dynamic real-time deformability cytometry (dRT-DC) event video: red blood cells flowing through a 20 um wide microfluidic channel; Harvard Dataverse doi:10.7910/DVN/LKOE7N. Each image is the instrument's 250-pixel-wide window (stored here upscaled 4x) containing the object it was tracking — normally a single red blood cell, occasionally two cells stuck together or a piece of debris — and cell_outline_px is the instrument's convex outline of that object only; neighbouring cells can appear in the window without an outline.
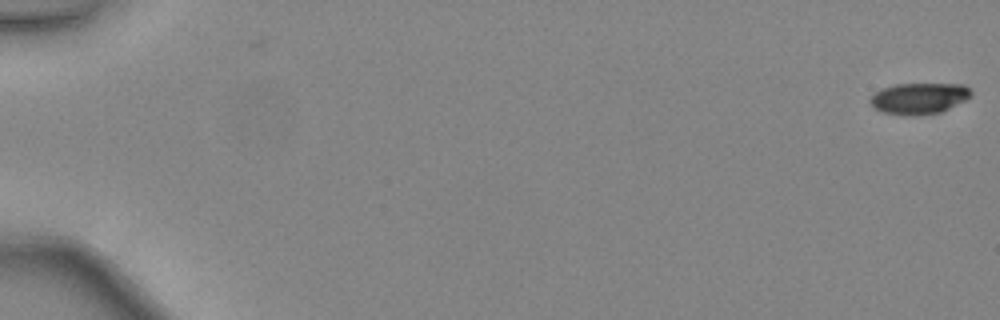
{"species": "common noctule bat (a hibernating species)", "species_latin": "Nyctalus noctula", "temperature_condition": "warm", "stored_images_in_passage": 48, "camera_frame_rate_fps": 3000, "um_per_image_px": 0.085, "animal": {"sex": "female", "body_mass_g": 24.6, "forearm_length_mm": 56.2}, "frame": {"image": 1, "passage_image": 1, "time_ms": 0.0, "image_size_px": [1000, 320], "cell_outline_px": [[972, 96], [940, 112], [912, 116], [884, 112], [876, 108], [868, 100], [876, 92], [884, 88], [896, 84], [964, 84], [972, 92]], "centroid_in_image_um": [78.13, 8.35], "position_along_channel_um": 6.9, "area_um2": 17.98}}
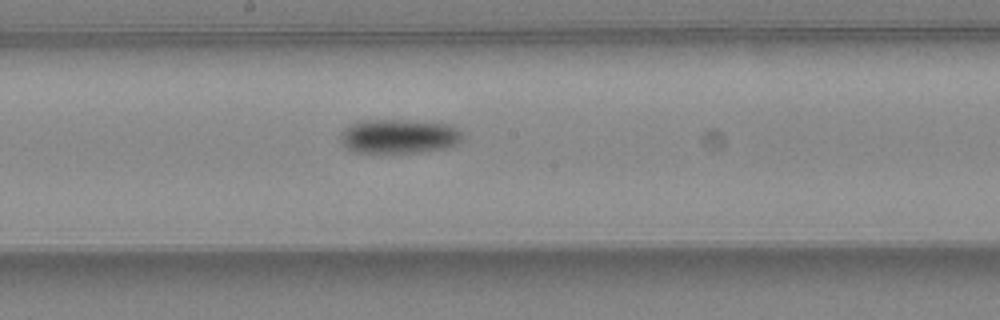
{"frame": {"image": 2, "passage_image": 28, "time_ms": 9.0, "image_size_px": [1000, 320], "cell_outline_px": [[464, 140], [448, 148], [420, 152], [356, 152], [348, 148], [340, 140], [340, 132], [348, 124], [356, 120], [408, 120], [452, 124], [464, 136]], "centroid_in_image_um": [33.92, 11.57], "position_along_channel_um": 214.3, "area_um2": 24.68}}
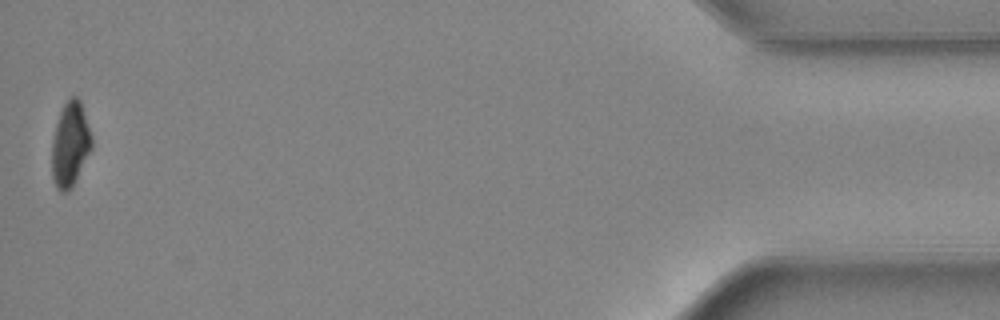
{"frame": {"image": 3, "passage_image": 48, "time_ms": 15.667, "image_size_px": [1000, 320], "cell_outline_px": [[92, 148], [72, 188], [68, 192], [60, 192], [56, 188], [52, 176], [52, 140], [56, 124], [60, 112], [64, 104], [72, 96], [76, 96], [80, 100], [92, 136]], "centroid_in_image_um": [5.97, 12.3], "position_along_channel_um": 429.2, "area_um2": 19.65}, "authors_computed_cell_mechanics": {"area_um2": 21.5016, "velocity_mm_per_s": 4.4799, "shape_relaxation_time_tau1_ms": 2.4456, "shape_relaxation_time_tau2_ms": null, "deformation_change_tau1": 0.1031, "deformation_change_tau2": null}}